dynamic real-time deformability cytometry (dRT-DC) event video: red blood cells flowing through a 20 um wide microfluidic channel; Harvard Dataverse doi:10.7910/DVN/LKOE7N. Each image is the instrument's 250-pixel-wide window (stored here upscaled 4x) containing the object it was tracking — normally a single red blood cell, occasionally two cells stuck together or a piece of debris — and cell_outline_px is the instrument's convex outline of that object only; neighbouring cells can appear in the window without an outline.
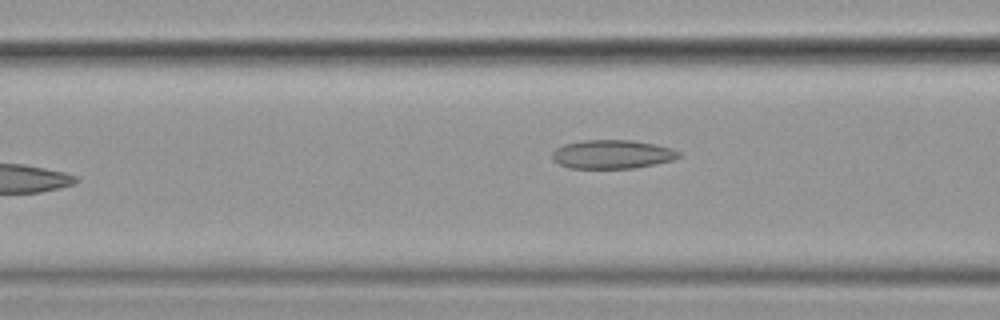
{"species": "common noctule bat (a hibernating species)", "species_latin": "Nyctalus noctula", "temperature_condition": "cold", "stored_images_in_passage": 6, "camera_frame_rate_fps": 3000, "um_per_image_px": 0.085, "animal": {"sex": "female", "body_mass_g": 19.9}, "frame": {"image": 1, "passage_image": 6, "time_ms": 1.667, "image_size_px": [1000, 320], "cell_outline_px": [[680, 156], [672, 160], [632, 168], [568, 168], [552, 160], [552, 152], [556, 148], [564, 144], [584, 140], [632, 140], [672, 148], [680, 152]], "centroid_in_image_um": [51.99, 13.11], "position_along_channel_um": 114.6, "area_um2": 21.04}}